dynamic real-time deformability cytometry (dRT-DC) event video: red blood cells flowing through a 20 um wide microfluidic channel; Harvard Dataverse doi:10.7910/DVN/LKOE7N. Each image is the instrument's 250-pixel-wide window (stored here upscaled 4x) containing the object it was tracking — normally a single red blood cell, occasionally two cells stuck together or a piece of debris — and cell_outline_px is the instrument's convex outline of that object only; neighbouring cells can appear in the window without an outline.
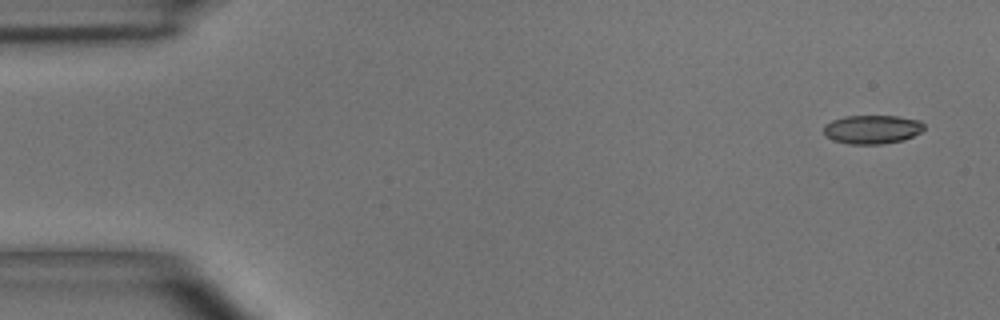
{"species": "common noctule bat (a hibernating species)", "species_latin": "Nyctalus noctula", "temperature_condition": "room temperature", "stored_images_in_passage": 2, "camera_frame_rate_fps": 3000, "um_per_image_px": 0.085, "animal": {"sex": "male", "body_mass_g": 15.6}, "frame": {"image": 1, "passage_image": 2, "time_ms": 1.0, "image_size_px": [1000, 320], "cell_outline_px": [[924, 128], [920, 132], [904, 140], [880, 144], [848, 144], [832, 140], [824, 136], [824, 124], [832, 120], [844, 116], [896, 116], [920, 120], [924, 124]], "centroid_in_image_um": [74.1, 11.0], "position_along_channel_um": 10.9, "area_um2": 16.94}}